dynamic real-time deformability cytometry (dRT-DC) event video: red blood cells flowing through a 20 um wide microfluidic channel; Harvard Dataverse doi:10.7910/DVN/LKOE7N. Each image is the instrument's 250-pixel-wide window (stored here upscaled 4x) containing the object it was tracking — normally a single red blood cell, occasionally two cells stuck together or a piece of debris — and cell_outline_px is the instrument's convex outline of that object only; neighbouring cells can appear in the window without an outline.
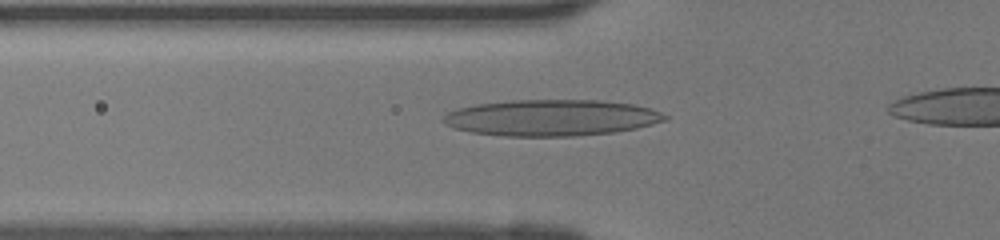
{"species": "human", "species_latin": "Homo sapiens", "temperature_condition": "room temperature", "stored_images_in_passage": 27, "camera_frame_rate_fps": 3000, "um_per_image_px": 0.085, "donor": {"sex": "female"}, "frame": {"image": 1, "passage_image": 3, "time_ms": 0.667, "image_size_px": [1000, 240], "cell_outline_px": [[668, 120], [636, 128], [612, 132], [572, 136], [504, 136], [472, 132], [456, 128], [444, 124], [444, 116], [448, 112], [456, 108], [476, 104], [508, 100], [600, 100], [636, 104], [660, 112], [668, 116]], "centroid_in_image_um": [46.87, 10.0], "position_along_channel_um": 78.9, "area_um2": 46.82}}
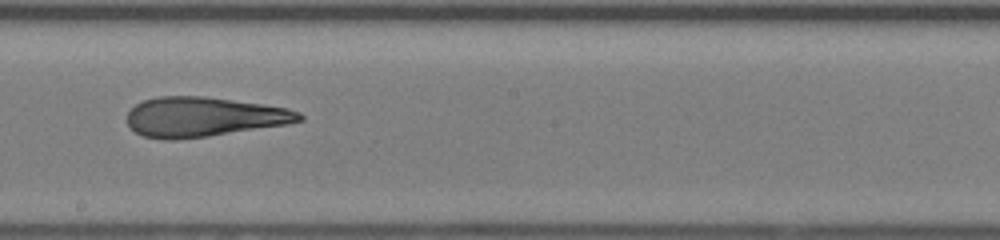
{"frame": {"image": 2, "passage_image": 13, "time_ms": 4.0, "image_size_px": [1000, 240], "cell_outline_px": [[304, 120], [288, 124], [208, 136], [176, 140], [164, 140], [144, 136], [136, 132], [128, 124], [128, 112], [136, 104], [144, 100], [156, 96], [204, 96], [288, 108], [300, 112], [304, 116]], "centroid_in_image_um": [17.31, 9.94], "position_along_channel_um": 230.9, "area_um2": 39.71}}
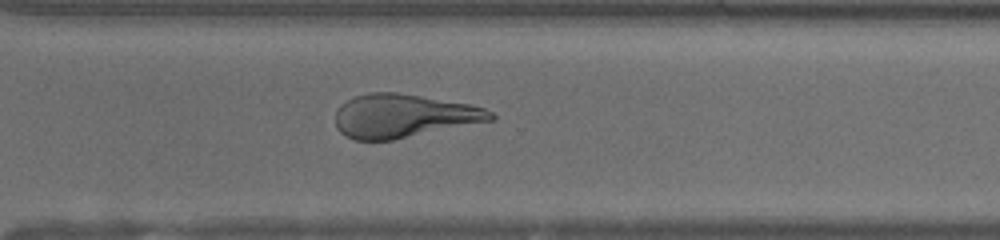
{"frame": {"image": 3, "passage_image": 20, "time_ms": 6.333, "image_size_px": [1000, 240], "cell_outline_px": [[496, 116], [492, 120], [392, 140], [356, 140], [344, 136], [336, 128], [336, 112], [340, 104], [356, 96], [368, 92], [396, 92], [468, 104], [484, 108], [492, 112]], "centroid_in_image_um": [34.25, 9.85], "position_along_channel_um": 336.4, "area_um2": 39.02}}